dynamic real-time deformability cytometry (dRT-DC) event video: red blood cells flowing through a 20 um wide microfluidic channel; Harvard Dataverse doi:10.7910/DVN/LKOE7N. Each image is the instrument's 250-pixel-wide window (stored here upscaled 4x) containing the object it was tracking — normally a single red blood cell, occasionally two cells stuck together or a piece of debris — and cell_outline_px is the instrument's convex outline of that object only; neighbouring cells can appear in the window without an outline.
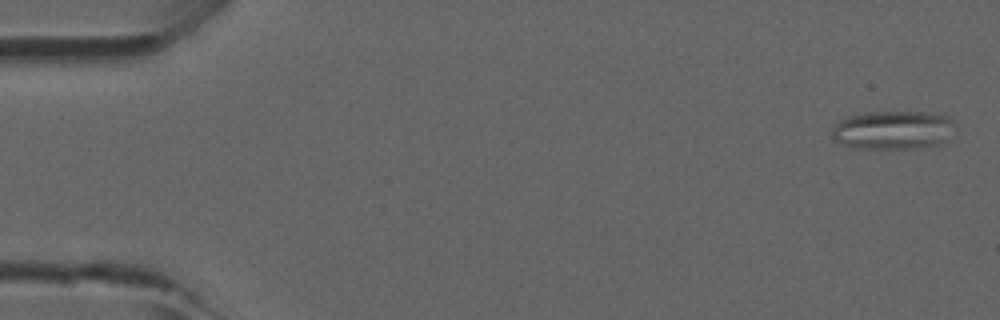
{"species": "common noctule bat (a hibernating species)", "species_latin": "Nyctalus noctula", "temperature_condition": "room temperature", "stored_images_in_passage": 5, "camera_frame_rate_fps": 3000, "um_per_image_px": 0.085, "animal": {"sex": "male", "forearm_length_mm": 52.5}, "frame": {"image": 1, "passage_image": 1, "time_ms": 0.0, "image_size_px": [1000, 320], "cell_outline_px": [[956, 124], [944, 140], [936, 144], [912, 148], [856, 148], [840, 144], [832, 136], [832, 128], [840, 120], [848, 116], [864, 112], [928, 112], [948, 116]], "centroid_in_image_um": [75.86, 11.03], "position_along_channel_um": 9.1, "area_um2": 27.46}}
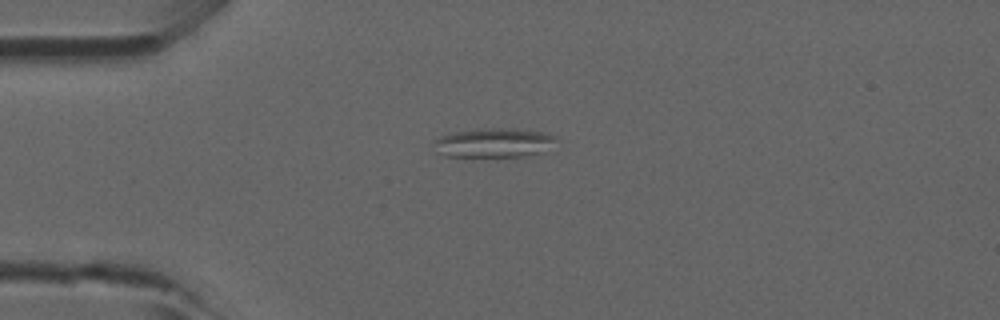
{"frame": {"image": 2, "passage_image": 4, "time_ms": 1.0, "image_size_px": [1000, 320], "cell_outline_px": [[560, 140], [544, 152], [524, 156], [444, 156], [436, 152], [436, 140], [440, 136], [452, 132], [476, 128], [500, 128], [544, 132], [556, 136]], "centroid_in_image_um": [42.02, 12.13], "position_along_channel_um": 43.0, "area_um2": 20.92}}